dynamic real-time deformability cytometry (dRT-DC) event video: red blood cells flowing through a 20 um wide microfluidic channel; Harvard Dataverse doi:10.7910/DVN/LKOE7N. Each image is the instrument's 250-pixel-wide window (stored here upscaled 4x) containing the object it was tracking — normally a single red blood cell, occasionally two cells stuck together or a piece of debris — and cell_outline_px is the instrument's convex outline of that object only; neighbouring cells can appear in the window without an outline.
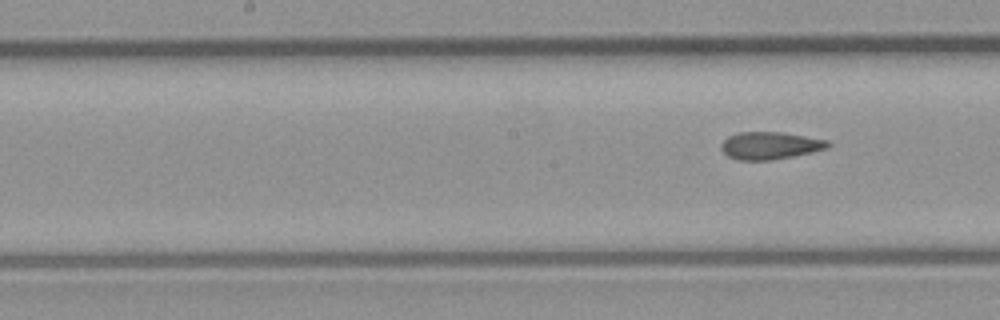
{"species": "common noctule bat (a hibernating species)", "species_latin": "Nyctalus noctula", "temperature_condition": "room temperature", "stored_images_in_passage": 8, "segment_of_instrument_passage": [2, 2], "camera_frame_rate_fps": 3000, "um_per_image_px": 0.085, "animal": {"sex": "male", "body_mass_g": 23.1, "forearm_length_mm": 52.7}, "frame": {"image": 1, "passage_image": 8, "time_ms": 8.667, "image_size_px": [1000, 320], "cell_outline_px": [[832, 144], [828, 148], [812, 152], [792, 156], [768, 160], [740, 160], [728, 156], [720, 148], [720, 144], [728, 136], [736, 132], [780, 132], [828, 140]], "centroid_in_image_um": [65.44, 12.36], "position_along_channel_um": 182.8, "area_um2": 16.99}}